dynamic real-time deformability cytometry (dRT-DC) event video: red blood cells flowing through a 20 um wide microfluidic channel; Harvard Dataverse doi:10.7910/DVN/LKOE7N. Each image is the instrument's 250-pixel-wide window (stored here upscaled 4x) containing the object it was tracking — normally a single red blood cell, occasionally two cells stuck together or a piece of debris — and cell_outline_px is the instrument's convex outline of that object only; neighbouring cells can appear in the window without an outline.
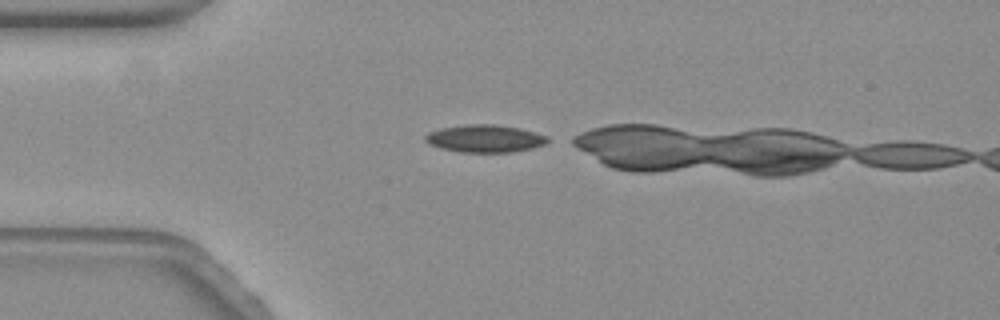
{"species": "common noctule bat (a hibernating species)", "species_latin": "Nyctalus noctula", "temperature_condition": "warm", "stored_images_in_passage": 7, "camera_frame_rate_fps": 3000, "um_per_image_px": 0.085, "animal": {"sex": "female", "body_mass_g": 19.3, "forearm_length_mm": 54.1}, "frame": {"image": 1, "passage_image": 1, "time_ms": 0.0, "image_size_px": [1000, 320], "cell_outline_px": [[548, 140], [544, 144], [532, 148], [512, 152], [460, 152], [440, 148], [428, 144], [424, 140], [424, 136], [428, 132], [440, 128], [468, 124], [496, 124], [516, 128], [548, 136]], "centroid_in_image_um": [41.15, 11.78], "position_along_channel_um": 43.9, "area_um2": 19.54}}